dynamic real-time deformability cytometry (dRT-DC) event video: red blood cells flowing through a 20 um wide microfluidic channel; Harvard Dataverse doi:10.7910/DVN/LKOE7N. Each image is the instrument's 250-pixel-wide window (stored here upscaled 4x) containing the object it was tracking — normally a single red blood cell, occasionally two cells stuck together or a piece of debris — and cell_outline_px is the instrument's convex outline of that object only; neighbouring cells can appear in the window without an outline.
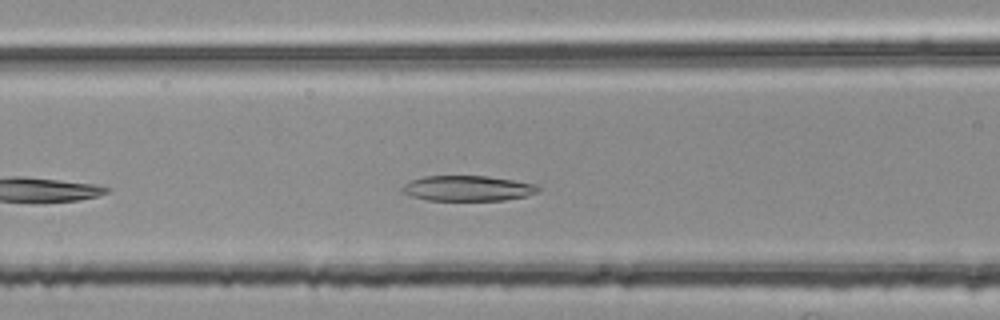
{"species": "common noctule bat (a hibernating species)", "species_latin": "Nyctalus noctula", "temperature_condition": "room temperature", "stored_images_in_passage": 24, "camera_frame_rate_fps": 3000, "um_per_image_px": 0.085, "animal": {"sex": "female", "body_mass_g": 25.1}, "frame": {"image": 1, "passage_image": 8, "time_ms": 2.333, "image_size_px": [1000, 320], "cell_outline_px": [[544, 188], [528, 196], [504, 200], [428, 200], [412, 196], [400, 192], [400, 188], [404, 184], [412, 180], [424, 176], [488, 176], [536, 184]], "centroid_in_image_um": [39.77, 16.01], "position_along_channel_um": 126.8, "area_um2": 20.17}, "authors_computed_cell_mechanics": {"area_um2": 18.7272, "velocity_mm_per_s": 3.7452, "shape_relaxation_time_tau1_ms": null, "shape_relaxation_time_tau2_ms": 10.7251, "deformation_change_tau1": null, "deformation_change_tau2": 0.2311}}